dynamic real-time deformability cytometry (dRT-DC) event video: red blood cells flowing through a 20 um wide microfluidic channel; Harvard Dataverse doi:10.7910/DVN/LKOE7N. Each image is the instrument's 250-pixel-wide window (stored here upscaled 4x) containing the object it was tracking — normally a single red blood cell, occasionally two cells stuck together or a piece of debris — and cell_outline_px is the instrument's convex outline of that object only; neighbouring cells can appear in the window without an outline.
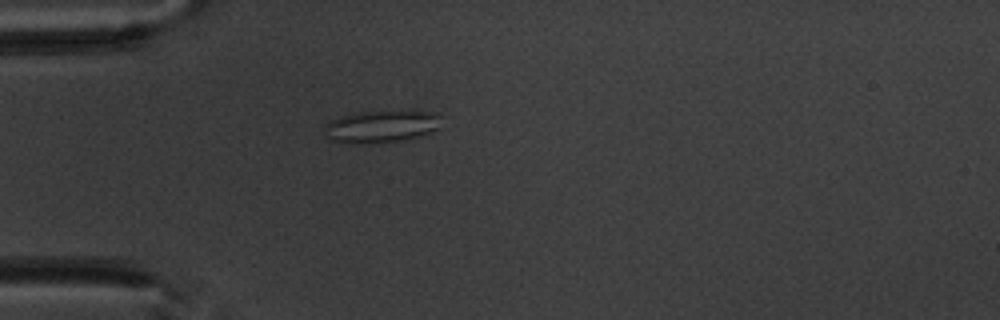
{"species": "common noctule bat (a hibernating species)", "species_latin": "Nyctalus noctula", "temperature_condition": "warm", "stored_images_in_passage": 1, "camera_frame_rate_fps": 3000, "um_per_image_px": 0.085, "animal": {"sex": "male", "body_mass_g": 20.1, "forearm_length_mm": 53.5}, "frame": {"image": 1, "passage_image": 1, "time_ms": 0.0, "image_size_px": [1000, 320], "cell_outline_px": [[440, 128], [420, 136], [404, 140], [348, 144], [332, 140], [328, 136], [324, 124], [328, 120], [340, 116], [356, 112], [428, 112], [440, 116]], "centroid_in_image_um": [32.37, 10.76], "position_along_channel_um": 52.6, "area_um2": 21.56}}